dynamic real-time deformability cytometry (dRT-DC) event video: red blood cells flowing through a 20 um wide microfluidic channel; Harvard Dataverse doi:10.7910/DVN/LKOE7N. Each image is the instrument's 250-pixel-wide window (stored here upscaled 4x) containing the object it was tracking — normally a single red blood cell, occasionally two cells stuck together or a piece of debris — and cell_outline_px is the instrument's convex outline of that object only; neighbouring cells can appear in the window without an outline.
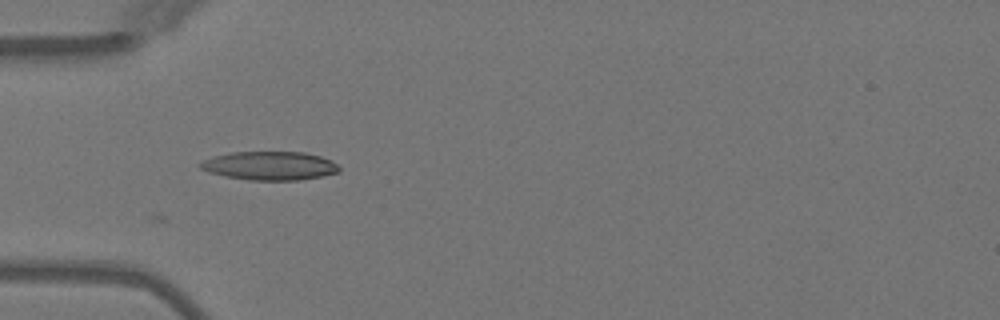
{"species": "Egyptian fruit bat (a non-hibernating species)", "species_latin": "Rousettus aegyptiacus", "temperature_condition": "warm", "stored_images_in_passage": 7, "camera_frame_rate_fps": 3000, "um_per_image_px": 0.085, "animal": {"sex": "female"}, "frame": {"image": 1, "passage_image": 4, "time_ms": 3.667, "image_size_px": [1000, 320], "cell_outline_px": [[340, 172], [300, 180], [248, 180], [224, 176], [208, 172], [200, 168], [196, 164], [212, 156], [232, 152], [304, 152], [320, 156], [332, 160], [340, 168]], "centroid_in_image_um": [22.9, 14.09], "position_along_channel_um": 62.1, "area_um2": 23.29}}
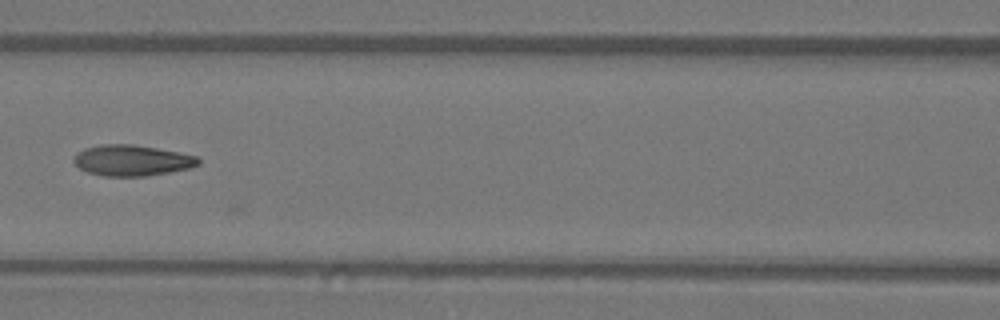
{"frame": {"image": 2, "passage_image": 6, "time_ms": 6.0, "image_size_px": [1000, 320], "cell_outline_px": [[200, 164], [192, 168], [144, 176], [104, 176], [88, 172], [80, 168], [72, 160], [84, 148], [100, 144], [132, 144], [156, 148], [196, 156], [200, 160]], "centroid_in_image_um": [11.22, 13.63], "position_along_channel_um": 155.4, "area_um2": 22.2}}
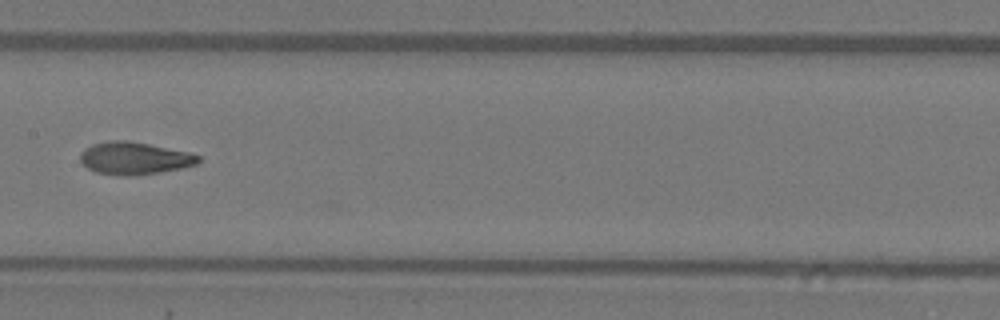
{"frame": {"image": 3, "passage_image": 7, "time_ms": 7.0, "image_size_px": [1000, 320], "cell_outline_px": [[200, 160], [196, 164], [180, 168], [160, 172], [128, 176], [96, 172], [88, 168], [80, 160], [80, 152], [84, 148], [92, 144], [108, 140], [128, 140], [188, 152], [200, 156]], "centroid_in_image_um": [11.39, 13.44], "position_along_channel_um": 196.0, "area_um2": 22.14}}